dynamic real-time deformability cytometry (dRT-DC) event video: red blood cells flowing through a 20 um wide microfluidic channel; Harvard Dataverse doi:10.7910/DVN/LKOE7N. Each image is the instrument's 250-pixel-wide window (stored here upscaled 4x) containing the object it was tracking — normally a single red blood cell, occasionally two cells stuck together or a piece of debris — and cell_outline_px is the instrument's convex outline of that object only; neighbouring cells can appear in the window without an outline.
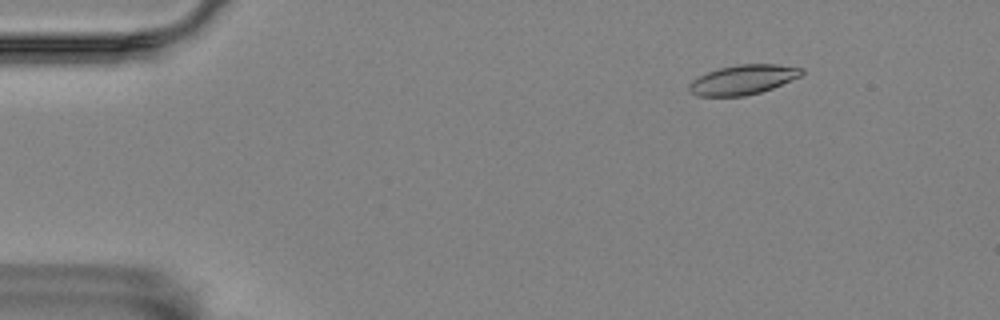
{"species": "Egyptian fruit bat (a non-hibernating species)", "species_latin": "Rousettus aegyptiacus", "temperature_condition": "room temperature", "stored_images_in_passage": 7, "camera_frame_rate_fps": 3000, "um_per_image_px": 0.085, "animal": {"sex": "female"}, "frame": {"image": 1, "passage_image": 1, "time_ms": 0.0, "image_size_px": [1000, 320], "cell_outline_px": [[804, 72], [800, 76], [772, 88], [760, 92], [744, 96], [696, 96], [688, 88], [688, 84], [692, 80], [708, 72], [720, 68], [740, 64], [776, 64], [804, 68]], "centroid_in_image_um": [63.16, 6.77], "position_along_channel_um": 21.8, "area_um2": 19.25}}
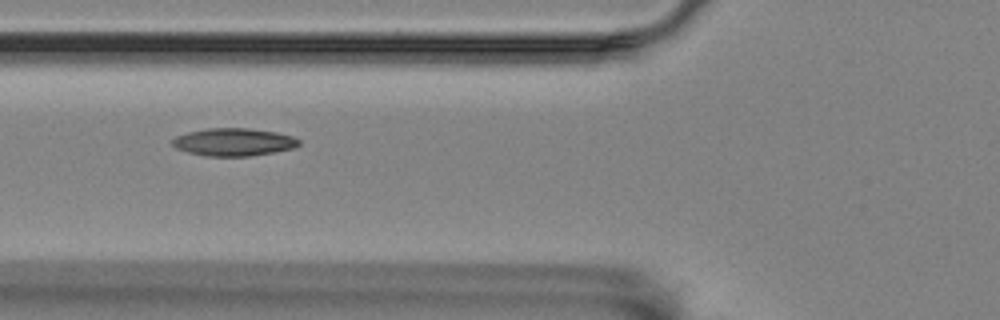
{"frame": {"image": 2, "passage_image": 5, "time_ms": 1.333, "image_size_px": [1000, 320], "cell_outline_px": [[300, 144], [296, 148], [252, 156], [204, 156], [188, 152], [176, 148], [172, 144], [172, 140], [176, 136], [188, 132], [204, 128], [248, 128], [276, 132], [292, 136], [300, 140]], "centroid_in_image_um": [19.88, 12.07], "position_along_channel_um": 105.9, "area_um2": 20.58}}
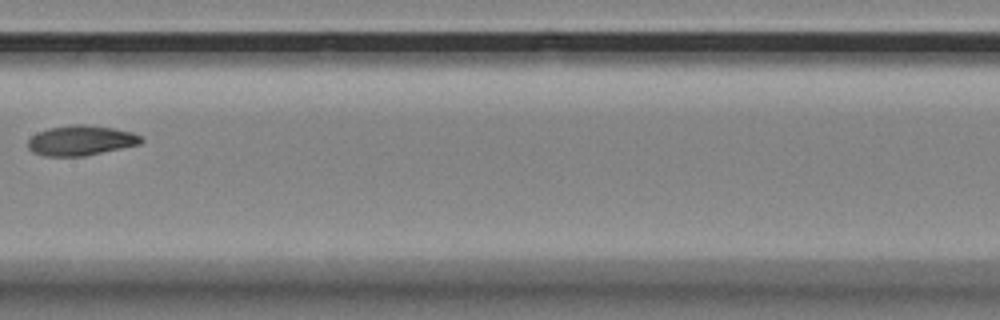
{"frame": {"image": 3, "passage_image": 7, "time_ms": 2.0, "image_size_px": [1000, 320], "cell_outline_px": [[144, 140], [140, 144], [84, 156], [44, 156], [32, 152], [28, 148], [28, 140], [36, 132], [48, 128], [76, 124], [88, 124], [112, 128], [132, 132], [140, 136]], "centroid_in_image_um": [6.85, 11.93], "position_along_channel_um": 200.6, "area_um2": 19.83}}